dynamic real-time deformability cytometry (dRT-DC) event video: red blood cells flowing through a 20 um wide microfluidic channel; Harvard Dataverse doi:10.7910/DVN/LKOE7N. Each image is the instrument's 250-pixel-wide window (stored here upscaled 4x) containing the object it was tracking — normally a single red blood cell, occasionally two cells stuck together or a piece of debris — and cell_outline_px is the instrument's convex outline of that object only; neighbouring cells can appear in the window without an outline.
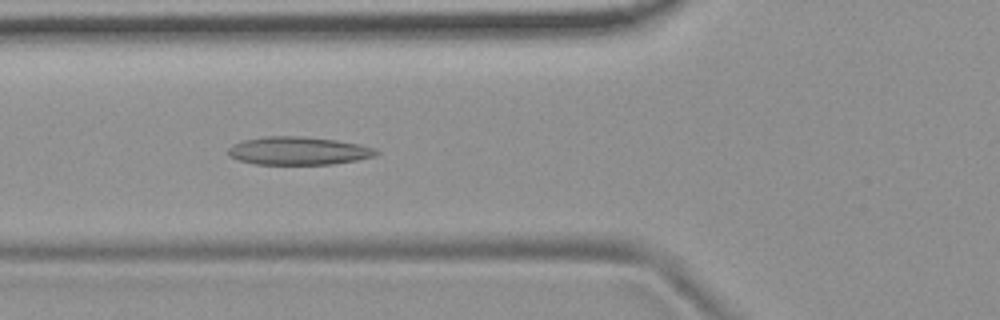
{"species": "common noctule bat (a hibernating species)", "species_latin": "Nyctalus noctula", "temperature_condition": "room temperature", "stored_images_in_passage": 45, "camera_frame_rate_fps": 3000, "um_per_image_px": 0.085, "animal": {"sex": "female", "body_mass_g": 19.9}, "frame": {"image": 1, "passage_image": 10, "time_ms": 3.0, "image_size_px": [1000, 320], "cell_outline_px": [[380, 152], [376, 156], [356, 160], [332, 164], [256, 164], [240, 160], [228, 156], [228, 148], [232, 144], [244, 140], [264, 136], [304, 136], [336, 140], [360, 144], [372, 148]], "centroid_in_image_um": [25.35, 12.81], "position_along_channel_um": 100.4, "area_um2": 24.22}}
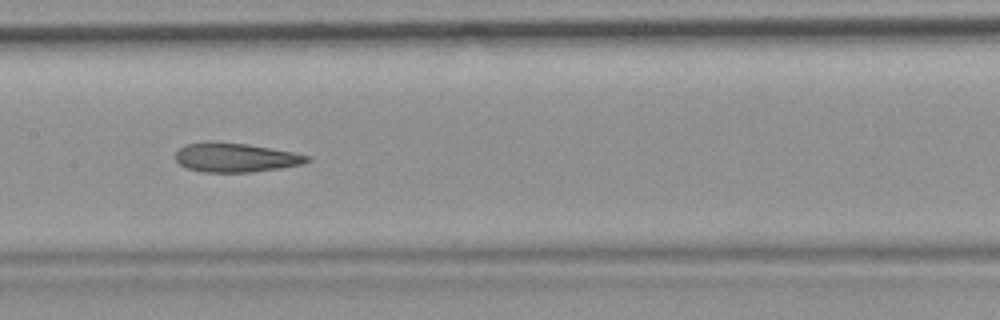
{"frame": {"image": 2, "passage_image": 17, "time_ms": 5.333, "image_size_px": [1000, 320], "cell_outline_px": [[312, 160], [304, 164], [280, 168], [252, 172], [200, 172], [188, 168], [180, 164], [176, 160], [176, 152], [184, 144], [212, 140], [248, 144], [296, 152], [312, 156]], "centroid_in_image_um": [20.06, 13.37], "position_along_channel_um": 187.3, "area_um2": 22.83}}
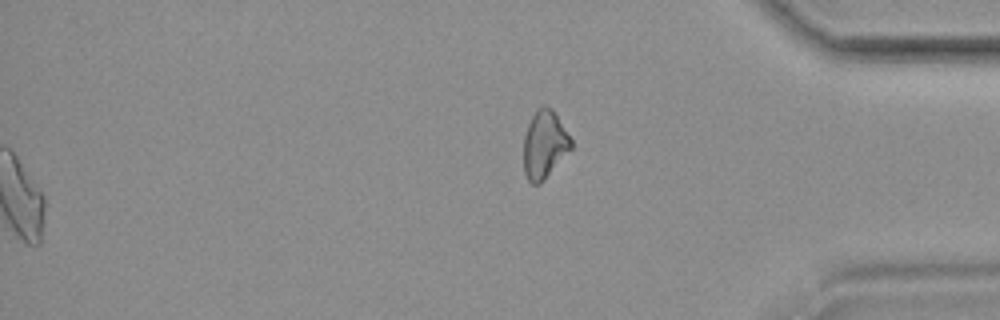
{"frame": {"image": 3, "passage_image": 45, "time_ms": 14.667, "image_size_px": [1000, 320], "cell_outline_px": [[572, 148], [544, 180], [540, 184], [532, 184], [528, 180], [524, 172], [524, 136], [528, 124], [536, 108], [544, 104], [552, 108], [572, 140]], "centroid_in_image_um": [46.27, 12.27], "position_along_channel_um": 388.9, "area_um2": 18.79}, "authors_computed_cell_mechanics": {"area_um2": 23.0044, "velocity_mm_per_s": 3.7195, "shape_relaxation_time_tau1_ms": null, "shape_relaxation_time_tau2_ms": 2.888, "deformation_change_tau1": null, "deformation_change_tau2": 0.1243}}